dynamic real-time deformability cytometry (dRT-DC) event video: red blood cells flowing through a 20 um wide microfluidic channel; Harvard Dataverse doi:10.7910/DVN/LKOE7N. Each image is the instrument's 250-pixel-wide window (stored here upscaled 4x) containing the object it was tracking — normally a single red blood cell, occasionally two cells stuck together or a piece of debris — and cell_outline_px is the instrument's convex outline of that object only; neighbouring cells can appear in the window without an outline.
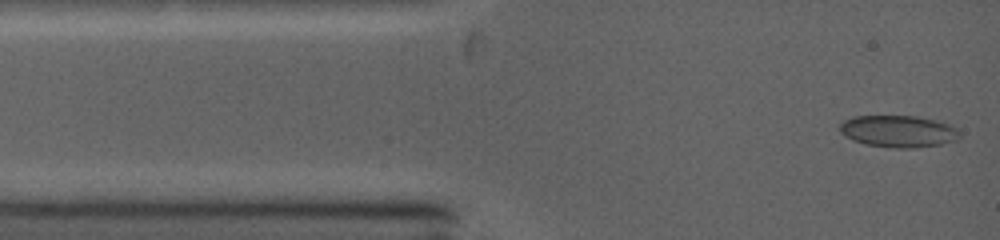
{"species": "common noctule bat (a hibernating species)", "species_latin": "Nyctalus noctula", "temperature_condition": "warm", "stored_images_in_passage": 17, "camera_frame_rate_fps": 5000, "um_per_image_px": 0.085, "animal": {"sex": "female", "body_mass_g": 19.0, "forearm_length_mm": 53.3}, "frame": {"image": 1, "passage_image": 3, "time_ms": 0.2, "image_size_px": [1000, 240], "cell_outline_px": [[960, 136], [956, 140], [940, 144], [916, 148], [896, 148], [868, 144], [852, 140], [844, 136], [840, 132], [840, 124], [844, 120], [852, 116], [916, 116], [948, 124], [956, 128], [960, 132]], "centroid_in_image_um": [76.34, 11.16], "position_along_channel_um": 8.7, "area_um2": 22.14}}